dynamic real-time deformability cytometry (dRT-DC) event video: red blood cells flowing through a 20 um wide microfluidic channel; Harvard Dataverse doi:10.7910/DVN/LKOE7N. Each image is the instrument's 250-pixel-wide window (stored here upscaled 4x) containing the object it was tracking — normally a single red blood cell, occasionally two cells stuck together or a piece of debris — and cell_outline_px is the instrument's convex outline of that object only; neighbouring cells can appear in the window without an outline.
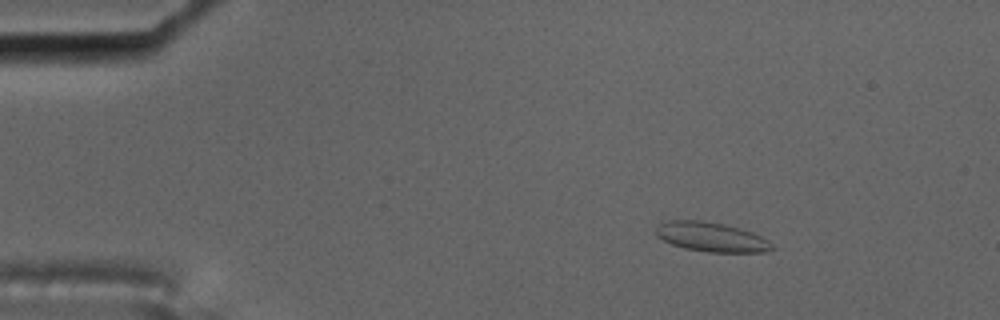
{"species": "common noctule bat (a hibernating species)", "species_latin": "Nyctalus noctula", "temperature_condition": "cold", "stored_images_in_passage": 38, "camera_frame_rate_fps": 3000, "um_per_image_px": 0.085, "animal": {"sex": "male", "body_mass_g": 17.5, "forearm_length_mm": 52.3}, "frame": {"image": 1, "passage_image": 1, "time_ms": 0.0, "image_size_px": [1000, 320], "cell_outline_px": [[776, 248], [764, 252], [708, 252], [684, 248], [672, 244], [656, 236], [656, 228], [660, 224], [668, 220], [700, 220], [724, 224], [752, 232], [768, 240]], "centroid_in_image_um": [60.47, 20.15], "position_along_channel_um": 24.5, "area_um2": 19.83}}
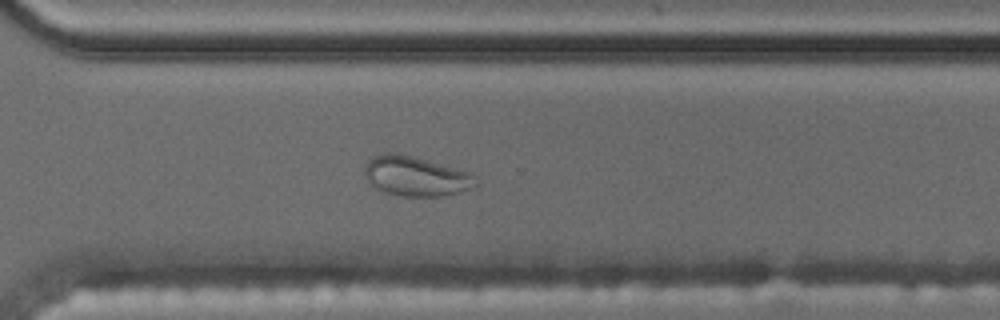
{"frame": {"image": 2, "passage_image": 34, "time_ms": 11.0, "image_size_px": [1000, 320], "cell_outline_px": [[480, 184], [460, 192], [440, 196], [400, 196], [384, 192], [368, 184], [364, 172], [368, 160], [380, 152], [392, 152], [412, 156], [472, 172], [476, 176]], "centroid_in_image_um": [35.35, 14.97], "position_along_channel_um": 335.2, "area_um2": 26.07}}
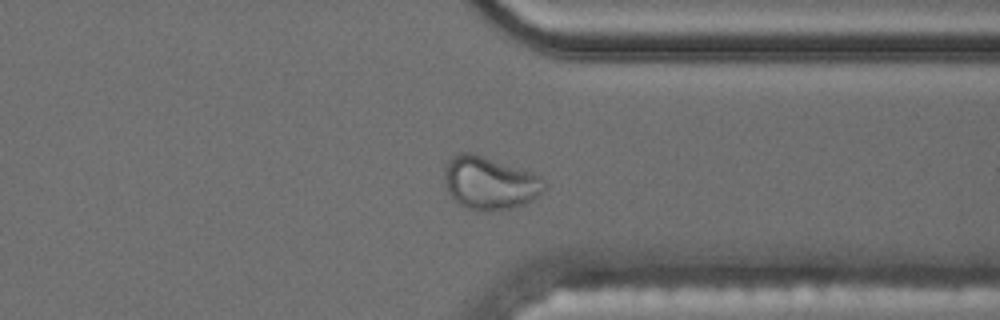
{"frame": {"image": 3, "passage_image": 37, "time_ms": 12.0, "image_size_px": [1000, 320], "cell_outline_px": [[548, 188], [532, 200], [524, 204], [508, 208], [488, 212], [484, 212], [468, 208], [460, 204], [448, 192], [444, 180], [444, 164], [452, 156], [460, 152], [468, 152], [532, 172], [540, 176], [544, 180]], "centroid_in_image_um": [41.62, 15.56], "position_along_channel_um": 369.8, "area_um2": 30.75}}